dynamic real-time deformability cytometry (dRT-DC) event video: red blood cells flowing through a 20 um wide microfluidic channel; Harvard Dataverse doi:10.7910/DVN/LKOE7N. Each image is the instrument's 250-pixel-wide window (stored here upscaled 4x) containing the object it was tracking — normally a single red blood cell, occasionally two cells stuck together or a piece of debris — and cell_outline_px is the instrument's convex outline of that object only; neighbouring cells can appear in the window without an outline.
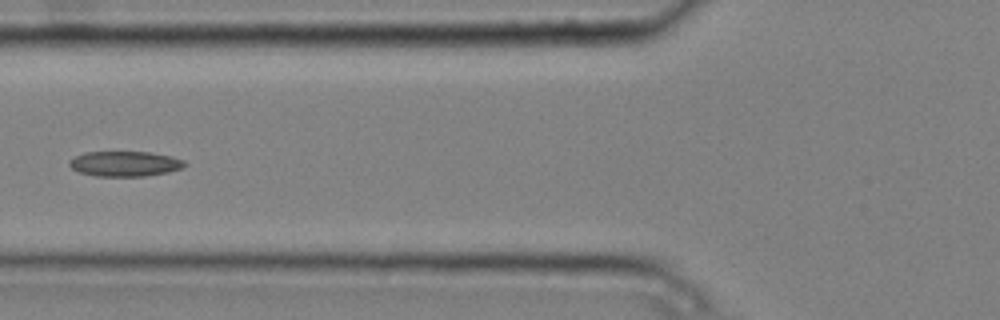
{"species": "common noctule bat (a hibernating species)", "species_latin": "Nyctalus noctula", "temperature_condition": "cold", "stored_images_in_passage": 3, "camera_frame_rate_fps": 3000, "um_per_image_px": 0.085, "animal": {"sex": "male", "body_mass_g": 20.4}, "frame": {"image": 1, "passage_image": 3, "time_ms": 0.667, "image_size_px": [1000, 320], "cell_outline_px": [[188, 164], [184, 168], [168, 172], [144, 176], [96, 176], [80, 172], [72, 168], [68, 164], [68, 160], [84, 152], [148, 152], [172, 156], [184, 160]], "centroid_in_image_um": [10.64, 13.92], "position_along_channel_um": 115.2, "area_um2": 16.99}}